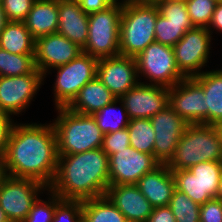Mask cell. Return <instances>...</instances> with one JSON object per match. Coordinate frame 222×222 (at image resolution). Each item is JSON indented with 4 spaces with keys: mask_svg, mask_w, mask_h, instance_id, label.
<instances>
[{
    "mask_svg": "<svg viewBox=\"0 0 222 222\" xmlns=\"http://www.w3.org/2000/svg\"><path fill=\"white\" fill-rule=\"evenodd\" d=\"M5 173L15 178H28L49 187L58 165L57 138L50 123L16 121L6 146Z\"/></svg>",
    "mask_w": 222,
    "mask_h": 222,
    "instance_id": "1",
    "label": "cell"
},
{
    "mask_svg": "<svg viewBox=\"0 0 222 222\" xmlns=\"http://www.w3.org/2000/svg\"><path fill=\"white\" fill-rule=\"evenodd\" d=\"M109 187V156L102 148L58 156L48 187L63 200H88L105 196Z\"/></svg>",
    "mask_w": 222,
    "mask_h": 222,
    "instance_id": "2",
    "label": "cell"
},
{
    "mask_svg": "<svg viewBox=\"0 0 222 222\" xmlns=\"http://www.w3.org/2000/svg\"><path fill=\"white\" fill-rule=\"evenodd\" d=\"M159 8L154 0H123L120 19V55L136 57L155 42Z\"/></svg>",
    "mask_w": 222,
    "mask_h": 222,
    "instance_id": "3",
    "label": "cell"
},
{
    "mask_svg": "<svg viewBox=\"0 0 222 222\" xmlns=\"http://www.w3.org/2000/svg\"><path fill=\"white\" fill-rule=\"evenodd\" d=\"M206 161L222 162V127L189 124L167 166L171 170H188Z\"/></svg>",
    "mask_w": 222,
    "mask_h": 222,
    "instance_id": "4",
    "label": "cell"
},
{
    "mask_svg": "<svg viewBox=\"0 0 222 222\" xmlns=\"http://www.w3.org/2000/svg\"><path fill=\"white\" fill-rule=\"evenodd\" d=\"M51 121L57 138L58 156L72 155L102 147L104 134L92 115L75 113L66 107L56 108Z\"/></svg>",
    "mask_w": 222,
    "mask_h": 222,
    "instance_id": "5",
    "label": "cell"
},
{
    "mask_svg": "<svg viewBox=\"0 0 222 222\" xmlns=\"http://www.w3.org/2000/svg\"><path fill=\"white\" fill-rule=\"evenodd\" d=\"M123 0H116L105 10L88 17V39L82 52L97 59L117 56Z\"/></svg>",
    "mask_w": 222,
    "mask_h": 222,
    "instance_id": "6",
    "label": "cell"
},
{
    "mask_svg": "<svg viewBox=\"0 0 222 222\" xmlns=\"http://www.w3.org/2000/svg\"><path fill=\"white\" fill-rule=\"evenodd\" d=\"M135 60L140 83L170 88L186 78L178 69L173 47L153 42ZM141 77L145 82L141 81Z\"/></svg>",
    "mask_w": 222,
    "mask_h": 222,
    "instance_id": "7",
    "label": "cell"
},
{
    "mask_svg": "<svg viewBox=\"0 0 222 222\" xmlns=\"http://www.w3.org/2000/svg\"><path fill=\"white\" fill-rule=\"evenodd\" d=\"M97 62V58L81 52L69 63L54 68L57 73L53 84L54 109L67 107L80 89L96 77Z\"/></svg>",
    "mask_w": 222,
    "mask_h": 222,
    "instance_id": "8",
    "label": "cell"
},
{
    "mask_svg": "<svg viewBox=\"0 0 222 222\" xmlns=\"http://www.w3.org/2000/svg\"><path fill=\"white\" fill-rule=\"evenodd\" d=\"M176 189L185 193L199 205L216 198L222 175V162L206 161L188 170H171Z\"/></svg>",
    "mask_w": 222,
    "mask_h": 222,
    "instance_id": "9",
    "label": "cell"
},
{
    "mask_svg": "<svg viewBox=\"0 0 222 222\" xmlns=\"http://www.w3.org/2000/svg\"><path fill=\"white\" fill-rule=\"evenodd\" d=\"M47 189L39 181L6 175L0 183V207L10 222H23L34 202Z\"/></svg>",
    "mask_w": 222,
    "mask_h": 222,
    "instance_id": "10",
    "label": "cell"
},
{
    "mask_svg": "<svg viewBox=\"0 0 222 222\" xmlns=\"http://www.w3.org/2000/svg\"><path fill=\"white\" fill-rule=\"evenodd\" d=\"M212 37L207 28L193 27L173 46L178 69L186 78L199 75L208 66Z\"/></svg>",
    "mask_w": 222,
    "mask_h": 222,
    "instance_id": "11",
    "label": "cell"
},
{
    "mask_svg": "<svg viewBox=\"0 0 222 222\" xmlns=\"http://www.w3.org/2000/svg\"><path fill=\"white\" fill-rule=\"evenodd\" d=\"M44 76L36 68L22 76L0 77V112L15 116L26 111L44 85Z\"/></svg>",
    "mask_w": 222,
    "mask_h": 222,
    "instance_id": "12",
    "label": "cell"
},
{
    "mask_svg": "<svg viewBox=\"0 0 222 222\" xmlns=\"http://www.w3.org/2000/svg\"><path fill=\"white\" fill-rule=\"evenodd\" d=\"M159 165L154 155L129 146L109 156V186L137 184L142 176Z\"/></svg>",
    "mask_w": 222,
    "mask_h": 222,
    "instance_id": "13",
    "label": "cell"
},
{
    "mask_svg": "<svg viewBox=\"0 0 222 222\" xmlns=\"http://www.w3.org/2000/svg\"><path fill=\"white\" fill-rule=\"evenodd\" d=\"M150 121L155 132L154 157L160 164H167L189 124L169 105L152 116Z\"/></svg>",
    "mask_w": 222,
    "mask_h": 222,
    "instance_id": "14",
    "label": "cell"
},
{
    "mask_svg": "<svg viewBox=\"0 0 222 222\" xmlns=\"http://www.w3.org/2000/svg\"><path fill=\"white\" fill-rule=\"evenodd\" d=\"M81 52V48L63 35L58 33L44 35L35 39V67L45 79L52 73L51 71L54 72V68L69 63Z\"/></svg>",
    "mask_w": 222,
    "mask_h": 222,
    "instance_id": "15",
    "label": "cell"
},
{
    "mask_svg": "<svg viewBox=\"0 0 222 222\" xmlns=\"http://www.w3.org/2000/svg\"><path fill=\"white\" fill-rule=\"evenodd\" d=\"M169 106L188 124H206L204 90L192 77L169 88Z\"/></svg>",
    "mask_w": 222,
    "mask_h": 222,
    "instance_id": "16",
    "label": "cell"
},
{
    "mask_svg": "<svg viewBox=\"0 0 222 222\" xmlns=\"http://www.w3.org/2000/svg\"><path fill=\"white\" fill-rule=\"evenodd\" d=\"M96 76L117 99L139 83L135 57L120 54L98 59Z\"/></svg>",
    "mask_w": 222,
    "mask_h": 222,
    "instance_id": "17",
    "label": "cell"
},
{
    "mask_svg": "<svg viewBox=\"0 0 222 222\" xmlns=\"http://www.w3.org/2000/svg\"><path fill=\"white\" fill-rule=\"evenodd\" d=\"M119 99L130 120L150 119L169 105V88L139 82Z\"/></svg>",
    "mask_w": 222,
    "mask_h": 222,
    "instance_id": "18",
    "label": "cell"
},
{
    "mask_svg": "<svg viewBox=\"0 0 222 222\" xmlns=\"http://www.w3.org/2000/svg\"><path fill=\"white\" fill-rule=\"evenodd\" d=\"M105 196L125 216L127 222H146L152 214L153 206L136 184L109 186Z\"/></svg>",
    "mask_w": 222,
    "mask_h": 222,
    "instance_id": "19",
    "label": "cell"
},
{
    "mask_svg": "<svg viewBox=\"0 0 222 222\" xmlns=\"http://www.w3.org/2000/svg\"><path fill=\"white\" fill-rule=\"evenodd\" d=\"M88 17L78 0H58V29L60 35L68 38L82 50L88 39Z\"/></svg>",
    "mask_w": 222,
    "mask_h": 222,
    "instance_id": "20",
    "label": "cell"
},
{
    "mask_svg": "<svg viewBox=\"0 0 222 222\" xmlns=\"http://www.w3.org/2000/svg\"><path fill=\"white\" fill-rule=\"evenodd\" d=\"M136 185L153 207L168 206L176 189L174 175L167 164L146 173Z\"/></svg>",
    "mask_w": 222,
    "mask_h": 222,
    "instance_id": "21",
    "label": "cell"
},
{
    "mask_svg": "<svg viewBox=\"0 0 222 222\" xmlns=\"http://www.w3.org/2000/svg\"><path fill=\"white\" fill-rule=\"evenodd\" d=\"M204 90L206 124L222 127V68L203 70L192 77Z\"/></svg>",
    "mask_w": 222,
    "mask_h": 222,
    "instance_id": "22",
    "label": "cell"
},
{
    "mask_svg": "<svg viewBox=\"0 0 222 222\" xmlns=\"http://www.w3.org/2000/svg\"><path fill=\"white\" fill-rule=\"evenodd\" d=\"M115 99L117 98L96 76L80 89L66 108L78 114L93 115Z\"/></svg>",
    "mask_w": 222,
    "mask_h": 222,
    "instance_id": "23",
    "label": "cell"
},
{
    "mask_svg": "<svg viewBox=\"0 0 222 222\" xmlns=\"http://www.w3.org/2000/svg\"><path fill=\"white\" fill-rule=\"evenodd\" d=\"M23 23L35 39L56 33L58 0H35Z\"/></svg>",
    "mask_w": 222,
    "mask_h": 222,
    "instance_id": "24",
    "label": "cell"
},
{
    "mask_svg": "<svg viewBox=\"0 0 222 222\" xmlns=\"http://www.w3.org/2000/svg\"><path fill=\"white\" fill-rule=\"evenodd\" d=\"M0 48L12 54H34L35 38L23 21H8L0 33Z\"/></svg>",
    "mask_w": 222,
    "mask_h": 222,
    "instance_id": "25",
    "label": "cell"
},
{
    "mask_svg": "<svg viewBox=\"0 0 222 222\" xmlns=\"http://www.w3.org/2000/svg\"><path fill=\"white\" fill-rule=\"evenodd\" d=\"M82 213L86 222H127L125 216L106 196L84 200Z\"/></svg>",
    "mask_w": 222,
    "mask_h": 222,
    "instance_id": "26",
    "label": "cell"
},
{
    "mask_svg": "<svg viewBox=\"0 0 222 222\" xmlns=\"http://www.w3.org/2000/svg\"><path fill=\"white\" fill-rule=\"evenodd\" d=\"M92 117L104 135L127 128L130 120L124 103L120 99H115L112 103L104 106Z\"/></svg>",
    "mask_w": 222,
    "mask_h": 222,
    "instance_id": "27",
    "label": "cell"
},
{
    "mask_svg": "<svg viewBox=\"0 0 222 222\" xmlns=\"http://www.w3.org/2000/svg\"><path fill=\"white\" fill-rule=\"evenodd\" d=\"M127 130L130 136V146L133 149L154 155L155 132L150 119L129 120Z\"/></svg>",
    "mask_w": 222,
    "mask_h": 222,
    "instance_id": "28",
    "label": "cell"
},
{
    "mask_svg": "<svg viewBox=\"0 0 222 222\" xmlns=\"http://www.w3.org/2000/svg\"><path fill=\"white\" fill-rule=\"evenodd\" d=\"M35 69L34 54H12L0 48V77L22 76Z\"/></svg>",
    "mask_w": 222,
    "mask_h": 222,
    "instance_id": "29",
    "label": "cell"
},
{
    "mask_svg": "<svg viewBox=\"0 0 222 222\" xmlns=\"http://www.w3.org/2000/svg\"><path fill=\"white\" fill-rule=\"evenodd\" d=\"M200 206L185 193L175 189L168 207L171 209L176 222H200Z\"/></svg>",
    "mask_w": 222,
    "mask_h": 222,
    "instance_id": "30",
    "label": "cell"
},
{
    "mask_svg": "<svg viewBox=\"0 0 222 222\" xmlns=\"http://www.w3.org/2000/svg\"><path fill=\"white\" fill-rule=\"evenodd\" d=\"M193 27V24L171 23L159 12L155 23V42L173 47Z\"/></svg>",
    "mask_w": 222,
    "mask_h": 222,
    "instance_id": "31",
    "label": "cell"
},
{
    "mask_svg": "<svg viewBox=\"0 0 222 222\" xmlns=\"http://www.w3.org/2000/svg\"><path fill=\"white\" fill-rule=\"evenodd\" d=\"M46 193L48 194V201L41 199L39 196L23 222H52L56 205L62 199L54 192L49 190V188L47 189Z\"/></svg>",
    "mask_w": 222,
    "mask_h": 222,
    "instance_id": "32",
    "label": "cell"
},
{
    "mask_svg": "<svg viewBox=\"0 0 222 222\" xmlns=\"http://www.w3.org/2000/svg\"><path fill=\"white\" fill-rule=\"evenodd\" d=\"M185 2L193 26L208 28L217 2L214 0H187Z\"/></svg>",
    "mask_w": 222,
    "mask_h": 222,
    "instance_id": "33",
    "label": "cell"
},
{
    "mask_svg": "<svg viewBox=\"0 0 222 222\" xmlns=\"http://www.w3.org/2000/svg\"><path fill=\"white\" fill-rule=\"evenodd\" d=\"M159 12L169 22L175 24H192L188 15L186 2L182 0H154Z\"/></svg>",
    "mask_w": 222,
    "mask_h": 222,
    "instance_id": "34",
    "label": "cell"
},
{
    "mask_svg": "<svg viewBox=\"0 0 222 222\" xmlns=\"http://www.w3.org/2000/svg\"><path fill=\"white\" fill-rule=\"evenodd\" d=\"M83 201L61 200L54 210L52 222H81Z\"/></svg>",
    "mask_w": 222,
    "mask_h": 222,
    "instance_id": "35",
    "label": "cell"
},
{
    "mask_svg": "<svg viewBox=\"0 0 222 222\" xmlns=\"http://www.w3.org/2000/svg\"><path fill=\"white\" fill-rule=\"evenodd\" d=\"M130 146V136L127 128L119 131L111 132L103 136L102 149L108 155L111 156L122 149H126Z\"/></svg>",
    "mask_w": 222,
    "mask_h": 222,
    "instance_id": "36",
    "label": "cell"
},
{
    "mask_svg": "<svg viewBox=\"0 0 222 222\" xmlns=\"http://www.w3.org/2000/svg\"><path fill=\"white\" fill-rule=\"evenodd\" d=\"M35 0H2V8L8 21H23Z\"/></svg>",
    "mask_w": 222,
    "mask_h": 222,
    "instance_id": "37",
    "label": "cell"
},
{
    "mask_svg": "<svg viewBox=\"0 0 222 222\" xmlns=\"http://www.w3.org/2000/svg\"><path fill=\"white\" fill-rule=\"evenodd\" d=\"M200 222H222V201L211 199L200 206Z\"/></svg>",
    "mask_w": 222,
    "mask_h": 222,
    "instance_id": "38",
    "label": "cell"
},
{
    "mask_svg": "<svg viewBox=\"0 0 222 222\" xmlns=\"http://www.w3.org/2000/svg\"><path fill=\"white\" fill-rule=\"evenodd\" d=\"M14 123L10 115L0 112V157H3L5 154L9 135Z\"/></svg>",
    "mask_w": 222,
    "mask_h": 222,
    "instance_id": "39",
    "label": "cell"
},
{
    "mask_svg": "<svg viewBox=\"0 0 222 222\" xmlns=\"http://www.w3.org/2000/svg\"><path fill=\"white\" fill-rule=\"evenodd\" d=\"M115 1L116 0H78L82 10L87 14L105 10Z\"/></svg>",
    "mask_w": 222,
    "mask_h": 222,
    "instance_id": "40",
    "label": "cell"
},
{
    "mask_svg": "<svg viewBox=\"0 0 222 222\" xmlns=\"http://www.w3.org/2000/svg\"><path fill=\"white\" fill-rule=\"evenodd\" d=\"M146 222H176V219L168 206L153 207L152 214Z\"/></svg>",
    "mask_w": 222,
    "mask_h": 222,
    "instance_id": "41",
    "label": "cell"
},
{
    "mask_svg": "<svg viewBox=\"0 0 222 222\" xmlns=\"http://www.w3.org/2000/svg\"><path fill=\"white\" fill-rule=\"evenodd\" d=\"M207 29L211 33V35L214 34V30L217 34L222 33V2H217Z\"/></svg>",
    "mask_w": 222,
    "mask_h": 222,
    "instance_id": "42",
    "label": "cell"
},
{
    "mask_svg": "<svg viewBox=\"0 0 222 222\" xmlns=\"http://www.w3.org/2000/svg\"><path fill=\"white\" fill-rule=\"evenodd\" d=\"M8 22L5 11L2 8V5L0 4V33L3 31L5 28L6 23Z\"/></svg>",
    "mask_w": 222,
    "mask_h": 222,
    "instance_id": "43",
    "label": "cell"
},
{
    "mask_svg": "<svg viewBox=\"0 0 222 222\" xmlns=\"http://www.w3.org/2000/svg\"><path fill=\"white\" fill-rule=\"evenodd\" d=\"M5 176L4 159L3 157H0V183Z\"/></svg>",
    "mask_w": 222,
    "mask_h": 222,
    "instance_id": "44",
    "label": "cell"
},
{
    "mask_svg": "<svg viewBox=\"0 0 222 222\" xmlns=\"http://www.w3.org/2000/svg\"><path fill=\"white\" fill-rule=\"evenodd\" d=\"M216 199H219V200L222 201V175H221L218 191H217V194H216Z\"/></svg>",
    "mask_w": 222,
    "mask_h": 222,
    "instance_id": "45",
    "label": "cell"
},
{
    "mask_svg": "<svg viewBox=\"0 0 222 222\" xmlns=\"http://www.w3.org/2000/svg\"><path fill=\"white\" fill-rule=\"evenodd\" d=\"M0 222H10V220L7 218L5 212L0 207Z\"/></svg>",
    "mask_w": 222,
    "mask_h": 222,
    "instance_id": "46",
    "label": "cell"
}]
</instances>
